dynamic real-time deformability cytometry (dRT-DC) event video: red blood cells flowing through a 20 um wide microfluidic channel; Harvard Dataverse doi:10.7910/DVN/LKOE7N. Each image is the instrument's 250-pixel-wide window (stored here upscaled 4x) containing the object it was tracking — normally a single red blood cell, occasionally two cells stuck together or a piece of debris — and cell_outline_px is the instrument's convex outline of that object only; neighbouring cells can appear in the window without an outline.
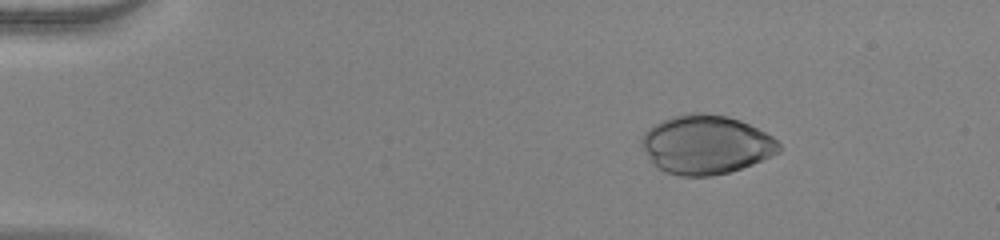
{"species": "human", "species_latin": "Homo sapiens", "temperature_condition": "warm", "stored_images_in_passage": 45, "camera_frame_rate_fps": 3000, "um_per_image_px": 0.085, "donor": {"sex": "female"}, "frame": {"image": 1, "passage_image": 9, "time_ms": 2.667, "image_size_px": [1000, 240], "cell_outline_px": [[780, 152], [772, 156], [752, 164], [728, 172], [712, 176], [680, 176], [664, 172], [656, 168], [652, 164], [640, 144], [640, 140], [644, 132], [648, 128], [660, 120], [672, 116], [688, 112], [704, 112], [728, 116], [740, 120], [772, 136], [780, 144]], "centroid_in_image_um": [59.96, 12.28], "position_along_channel_um": 25.0, "area_um2": 47.57}}
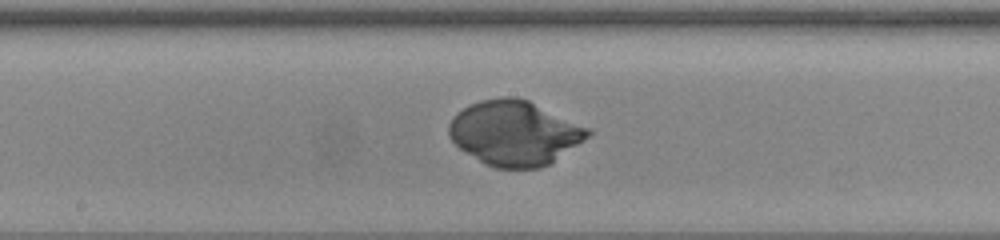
{"frame": {"image": 2, "passage_image": 30, "time_ms": 9.667, "image_size_px": [1000, 240], "cell_outline_px": [[592, 132], [584, 140], [548, 164], [540, 168], [496, 168], [484, 164], [460, 148], [448, 136], [448, 124], [452, 116], [456, 112], [480, 100], [504, 96], [516, 96], [528, 100], [592, 128]], "centroid_in_image_um": [43.73, 11.29], "position_along_channel_um": 204.5, "area_um2": 52.48}}
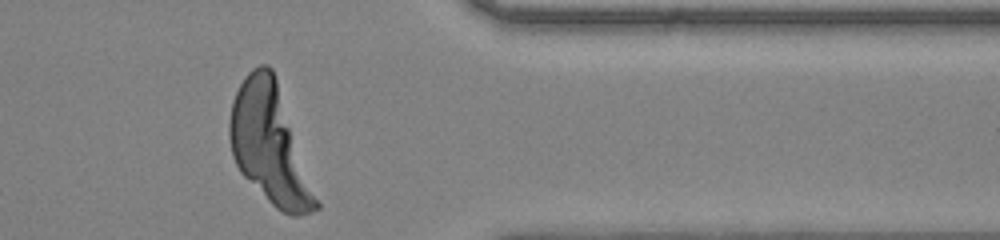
{"frame": {"image": 3, "passage_image": 45, "time_ms": 14.667, "image_size_px": [1000, 240], "cell_outline_px": [[320, 208], [312, 212], [296, 216], [288, 216], [276, 208], [240, 172], [232, 156], [228, 136], [228, 124], [232, 100], [244, 76], [252, 68], [260, 64], [268, 64], [272, 68], [320, 204]], "centroid_in_image_um": [22.9, 12.28], "position_along_channel_um": 388.5, "area_um2": 59.25}}